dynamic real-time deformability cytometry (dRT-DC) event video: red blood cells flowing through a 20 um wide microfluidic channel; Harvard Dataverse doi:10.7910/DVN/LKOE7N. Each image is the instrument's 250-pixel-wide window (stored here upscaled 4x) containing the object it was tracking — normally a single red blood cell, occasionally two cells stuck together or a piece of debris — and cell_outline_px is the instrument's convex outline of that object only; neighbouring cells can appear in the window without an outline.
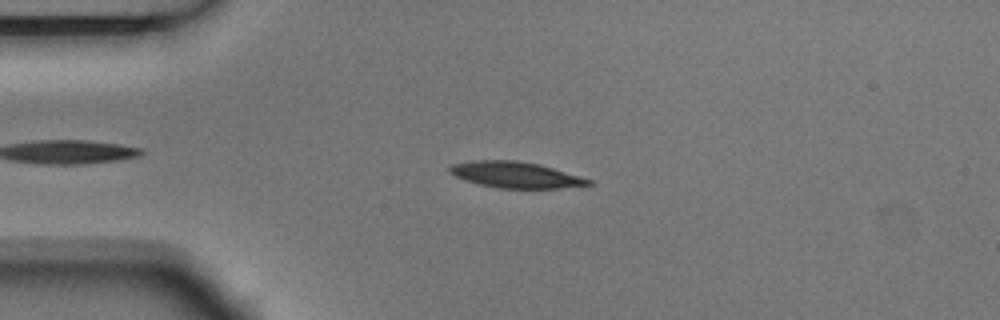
{"species": "Egyptian fruit bat (a non-hibernating species)", "species_latin": "Rousettus aegyptiacus", "temperature_condition": "room temperature", "stored_images_in_passage": 6, "camera_frame_rate_fps": 3000, "um_per_image_px": 0.085, "animal": {"sex": "male"}, "frame": {"image": 1, "passage_image": 3, "time_ms": 0.667, "image_size_px": [1000, 320], "cell_outline_px": [[596, 184], [560, 188], [500, 188], [480, 184], [464, 180], [448, 172], [448, 168], [452, 164], [472, 160], [516, 160], [536, 164], [552, 168], [580, 176], [592, 180]], "centroid_in_image_um": [43.81, 14.86], "position_along_channel_um": 41.2, "area_um2": 20.98}}
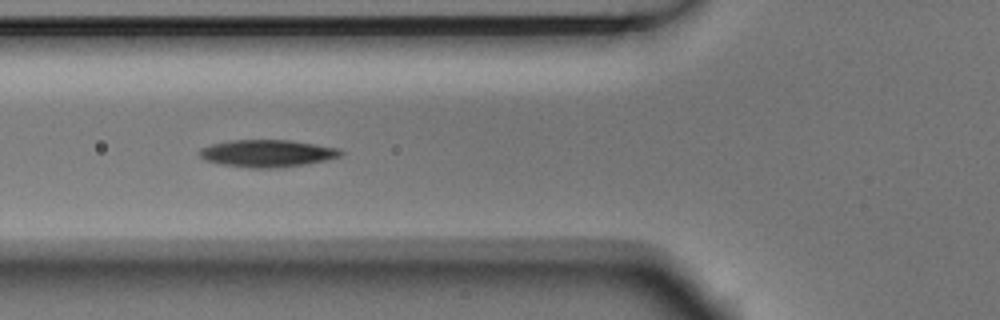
{"frame": {"image": 2, "passage_image": 5, "time_ms": 1.333, "image_size_px": [1000, 320], "cell_outline_px": [[344, 152], [340, 156], [324, 160], [304, 164], [276, 168], [248, 168], [220, 164], [204, 160], [200, 156], [200, 148], [212, 144], [228, 140], [292, 140], [340, 148]], "centroid_in_image_um": [22.7, 13.03], "position_along_channel_um": 103.1, "area_um2": 22.48}}
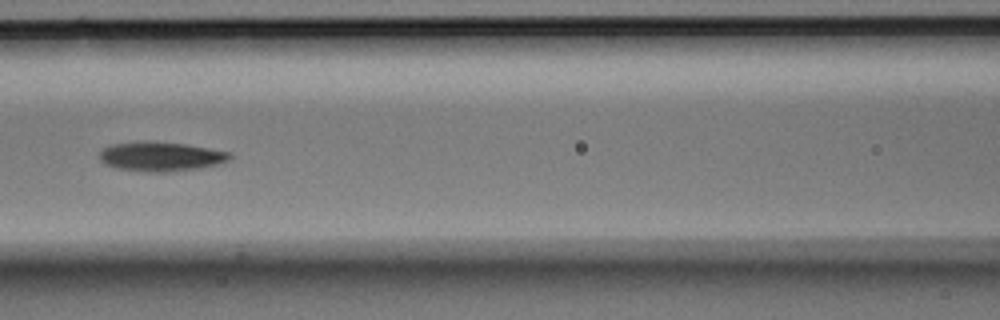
{"frame": {"image": 3, "passage_image": 6, "time_ms": 1.667, "image_size_px": [1000, 320], "cell_outline_px": [[232, 156], [228, 160], [216, 164], [200, 168], [172, 172], [148, 172], [116, 168], [104, 164], [100, 160], [100, 152], [104, 148], [112, 144], [184, 144], [232, 152]], "centroid_in_image_um": [13.71, 13.36], "position_along_channel_um": 152.9, "area_um2": 21.39}}